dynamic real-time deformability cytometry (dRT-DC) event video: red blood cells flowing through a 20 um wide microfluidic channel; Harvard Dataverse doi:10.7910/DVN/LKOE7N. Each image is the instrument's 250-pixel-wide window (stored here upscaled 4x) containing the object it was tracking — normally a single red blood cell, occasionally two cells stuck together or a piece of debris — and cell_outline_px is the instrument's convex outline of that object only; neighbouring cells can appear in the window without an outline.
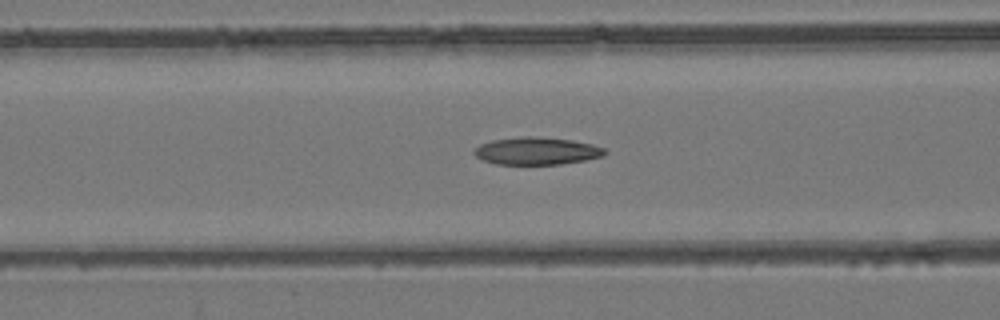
{"species": "common noctule bat (a hibernating species)", "species_latin": "Nyctalus noctula", "temperature_condition": "room temperature", "stored_images_in_passage": 52, "camera_frame_rate_fps": 3000, "um_per_image_px": 0.085, "animal": {"sex": "female", "body_mass_g": 24.6, "forearm_length_mm": 56.2}, "frame": {"image": 1, "passage_image": 22, "time_ms": 7.0, "image_size_px": [1000, 320], "cell_outline_px": [[608, 152], [604, 156], [584, 160], [560, 164], [496, 164], [484, 160], [476, 156], [472, 152], [480, 144], [492, 140], [524, 136], [532, 136], [572, 140], [592, 144], [604, 148]], "centroid_in_image_um": [45.63, 12.83], "position_along_channel_um": 121.0, "area_um2": 20.81}}
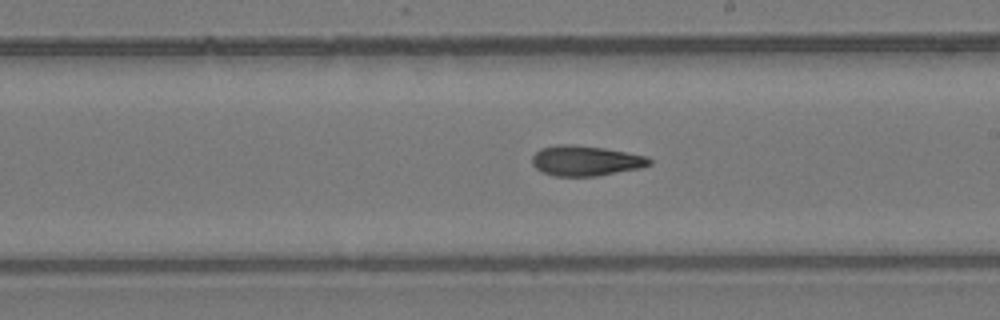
{"frame": {"image": 2, "passage_image": 31, "time_ms": 10.0, "image_size_px": [1000, 320], "cell_outline_px": [[652, 164], [640, 168], [596, 176], [556, 176], [540, 172], [532, 164], [532, 156], [540, 148], [556, 144], [572, 144], [604, 148], [648, 156], [652, 160]], "centroid_in_image_um": [49.77, 13.66], "position_along_channel_um": 239.2, "area_um2": 20.81}}
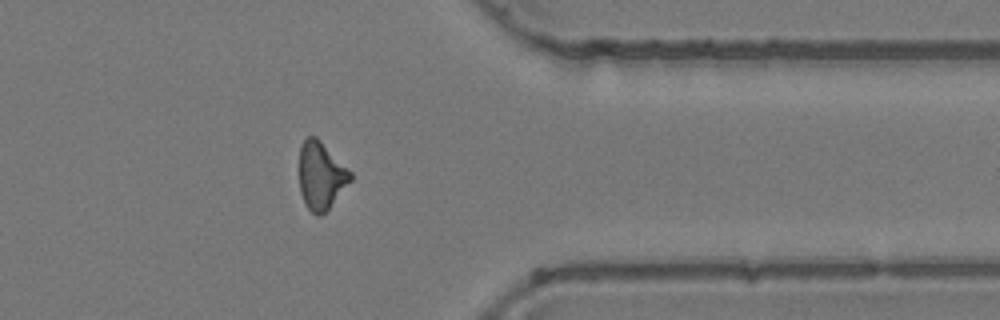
{"frame": {"image": 3, "passage_image": 43, "time_ms": 14.0, "image_size_px": [1000, 320], "cell_outline_px": [[352, 180], [328, 208], [320, 216], [316, 216], [308, 208], [300, 192], [300, 144], [308, 136], [316, 136], [352, 172]], "centroid_in_image_um": [27.29, 14.91], "position_along_channel_um": 384.1, "area_um2": 19.94}}